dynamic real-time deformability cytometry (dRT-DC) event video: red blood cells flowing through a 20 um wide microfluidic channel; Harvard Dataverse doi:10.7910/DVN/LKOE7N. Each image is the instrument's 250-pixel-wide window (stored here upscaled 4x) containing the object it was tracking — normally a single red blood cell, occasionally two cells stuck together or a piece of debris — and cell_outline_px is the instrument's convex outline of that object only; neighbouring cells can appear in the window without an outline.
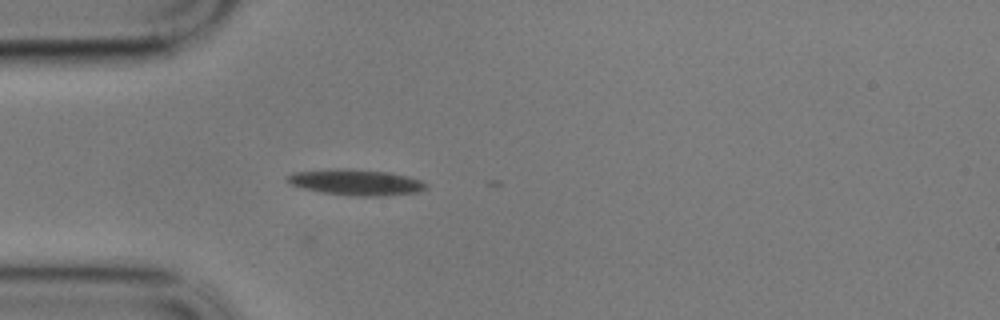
{"species": "common noctule bat (a hibernating species)", "species_latin": "Nyctalus noctula", "temperature_condition": "cold", "stored_images_in_passage": 2, "camera_frame_rate_fps": 3000, "um_per_image_px": 0.085, "animal": {"sex": "male", "body_mass_g": 17.9}, "frame": {"image": 1, "passage_image": 1, "time_ms": 0.0, "image_size_px": [1000, 320], "cell_outline_px": [[428, 188], [416, 192], [380, 196], [356, 196], [324, 192], [304, 188], [292, 184], [284, 180], [292, 172], [336, 168], [348, 168], [388, 172], [408, 176], [420, 180], [428, 184]], "centroid_in_image_um": [30.27, 15.48], "position_along_channel_um": 54.7, "area_um2": 20.87}}